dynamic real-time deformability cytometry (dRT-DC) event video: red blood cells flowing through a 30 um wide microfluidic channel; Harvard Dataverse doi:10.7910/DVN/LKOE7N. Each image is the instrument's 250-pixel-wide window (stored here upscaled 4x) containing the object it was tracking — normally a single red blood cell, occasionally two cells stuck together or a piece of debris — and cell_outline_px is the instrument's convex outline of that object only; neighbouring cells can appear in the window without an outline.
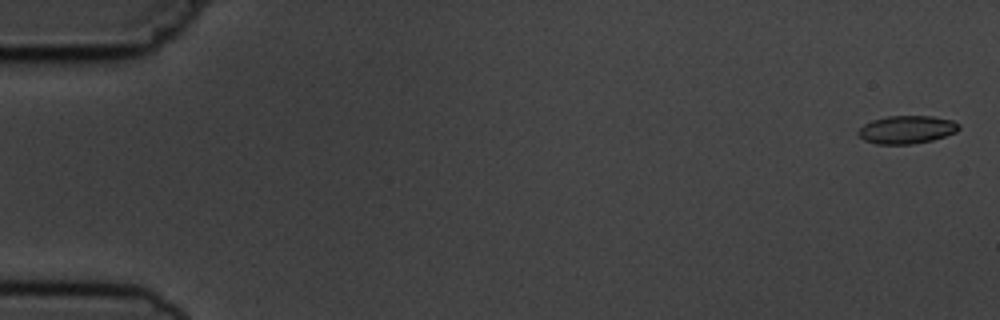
{"species": "common noctule bat (a hibernating species)", "species_latin": "Nyctalus noctula", "temperature_condition": "cold", "stored_images_in_passage": 5, "camera_frame_rate_fps": 3000, "um_per_image_px": 0.085, "animal": {"sex": "male", "body_mass_g": 19.5, "forearm_length_mm": 54.6}, "frame": {"image": 1, "passage_image": 1, "time_ms": 0.0, "image_size_px": [1000, 320], "cell_outline_px": [[960, 128], [956, 132], [932, 140], [912, 144], [876, 144], [864, 140], [856, 132], [864, 124], [872, 120], [888, 116], [932, 116], [952, 120], [960, 124]], "centroid_in_image_um": [77.07, 11.01], "position_along_channel_um": 7.9, "area_um2": 16.42}}
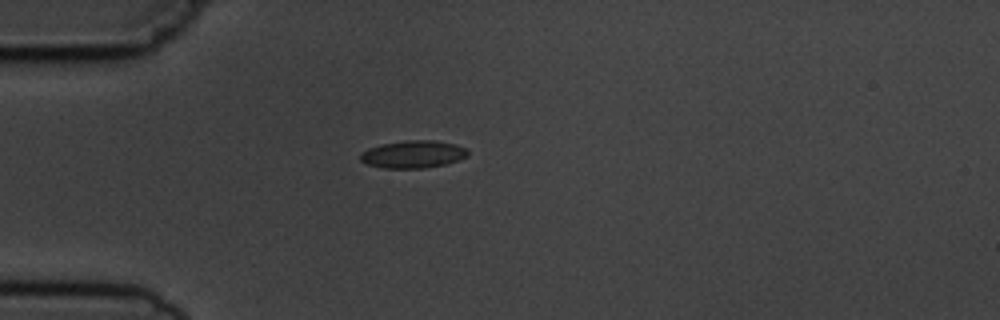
{"frame": {"image": 2, "passage_image": 5, "time_ms": 4.667, "image_size_px": [1000, 320], "cell_outline_px": [[468, 156], [460, 160], [444, 164], [424, 168], [384, 168], [368, 164], [360, 160], [360, 152], [368, 148], [384, 144], [404, 140], [436, 140], [456, 144], [468, 148]], "centroid_in_image_um": [35.15, 13.1], "position_along_channel_um": 49.9, "area_um2": 17.34}}